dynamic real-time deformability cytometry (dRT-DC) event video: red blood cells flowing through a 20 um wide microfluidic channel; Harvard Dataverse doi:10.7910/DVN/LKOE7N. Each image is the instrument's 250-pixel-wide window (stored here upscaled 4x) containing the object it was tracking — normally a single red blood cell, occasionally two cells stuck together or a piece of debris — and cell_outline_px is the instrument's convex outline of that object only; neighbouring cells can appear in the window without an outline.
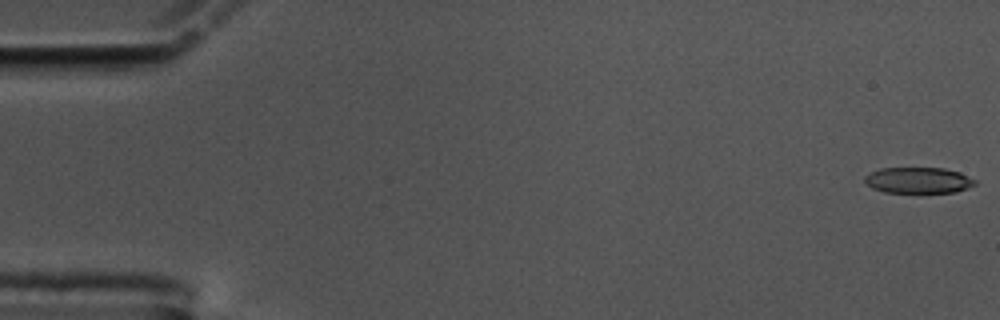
{"species": "common noctule bat (a hibernating species)", "species_latin": "Nyctalus noctula", "temperature_condition": "cold", "stored_images_in_passage": 57, "camera_frame_rate_fps": 3000, "um_per_image_px": 0.085, "animal": {"sex": "male", "body_mass_g": 17.5, "forearm_length_mm": 52.3}, "frame": {"image": 1, "passage_image": 1, "time_ms": 0.0, "image_size_px": [1000, 320], "cell_outline_px": [[976, 184], [968, 188], [956, 192], [884, 192], [872, 188], [864, 180], [864, 176], [880, 168], [944, 168], [960, 172], [976, 180]], "centroid_in_image_um": [78.08, 15.32], "position_along_channel_um": 6.9, "area_um2": 16.65}}
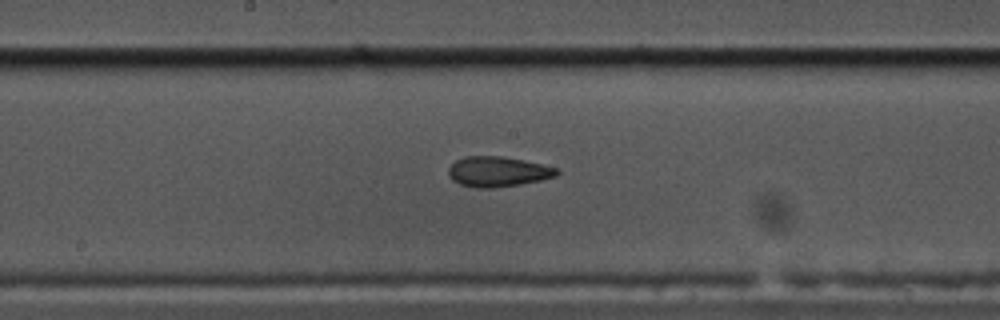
{"frame": {"image": 2, "passage_image": 30, "time_ms": 9.667, "image_size_px": [1000, 320], "cell_outline_px": [[560, 172], [556, 176], [540, 180], [520, 184], [492, 188], [476, 188], [460, 184], [452, 180], [448, 176], [448, 168], [456, 160], [464, 156], [500, 156], [560, 168]], "centroid_in_image_um": [42.29, 14.59], "position_along_channel_um": 205.9, "area_um2": 19.02}}
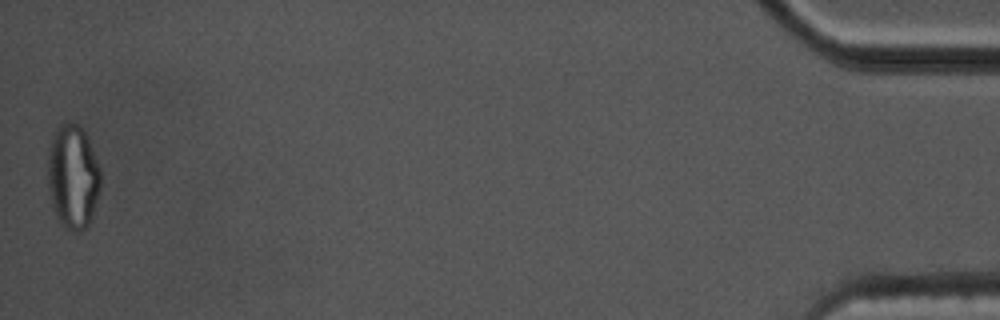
{"frame": {"image": 3, "passage_image": 57, "time_ms": 18.667, "image_size_px": [1000, 320], "cell_outline_px": [[100, 188], [88, 224], [80, 232], [72, 232], [56, 216], [52, 204], [48, 184], [48, 156], [52, 140], [56, 128], [60, 124], [76, 124], [84, 128], [100, 168]], "centroid_in_image_um": [6.2, 15.0], "position_along_channel_um": 429.0, "area_um2": 31.5}, "authors_computed_cell_mechanics": {"area_um2": 18.9584, "velocity_mm_per_s": 3.5264, "shape_relaxation_time_tau1_ms": 9.3069, "shape_relaxation_time_tau2_ms": 2.8147, "deformation_change_tau1": 0.2261, "deformation_change_tau2": 0.1134}}